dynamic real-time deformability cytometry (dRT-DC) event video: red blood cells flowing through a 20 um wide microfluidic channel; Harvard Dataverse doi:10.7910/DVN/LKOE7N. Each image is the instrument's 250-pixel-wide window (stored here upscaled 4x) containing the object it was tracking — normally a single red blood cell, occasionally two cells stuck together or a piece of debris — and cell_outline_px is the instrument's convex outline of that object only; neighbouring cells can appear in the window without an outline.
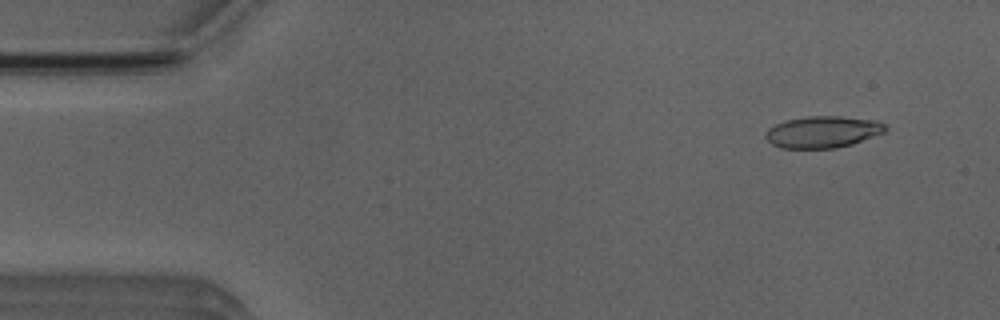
{"species": "Egyptian fruit bat (a non-hibernating species)", "species_latin": "Rousettus aegyptiacus", "temperature_condition": "room temperature", "stored_images_in_passage": 2, "camera_frame_rate_fps": 3000, "um_per_image_px": 0.085, "animal": {"sex": "male"}, "frame": {"image": 1, "passage_image": 1, "time_ms": 0.0, "image_size_px": [1000, 320], "cell_outline_px": [[888, 128], [884, 132], [852, 144], [836, 148], [780, 148], [772, 144], [764, 136], [764, 132], [768, 128], [784, 120], [808, 116], [840, 116], [876, 120], [884, 124]], "centroid_in_image_um": [69.9, 11.21], "position_along_channel_um": 15.1, "area_um2": 22.2}}